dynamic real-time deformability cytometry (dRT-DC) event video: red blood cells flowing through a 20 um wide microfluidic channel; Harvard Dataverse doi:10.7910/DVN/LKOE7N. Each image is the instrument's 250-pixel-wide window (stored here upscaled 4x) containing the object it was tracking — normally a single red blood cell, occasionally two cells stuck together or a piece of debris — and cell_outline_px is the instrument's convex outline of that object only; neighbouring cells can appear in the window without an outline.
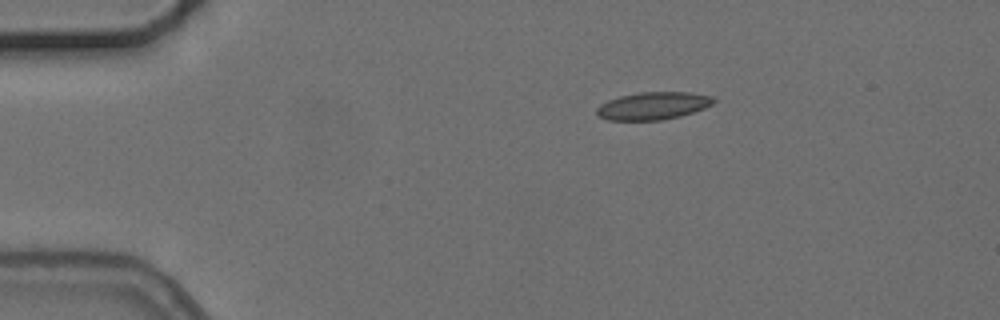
{"species": "common noctule bat (a hibernating species)", "species_latin": "Nyctalus noctula", "temperature_condition": "cold", "stored_images_in_passage": 2, "camera_frame_rate_fps": 3000, "um_per_image_px": 0.085, "animal": {"sex": "female", "body_mass_g": 24.6, "forearm_length_mm": 56.2}, "frame": {"image": 1, "passage_image": 1, "time_ms": 0.0, "image_size_px": [1000, 320], "cell_outline_px": [[716, 100], [712, 104], [704, 108], [680, 116], [660, 120], [608, 120], [600, 116], [596, 112], [596, 108], [600, 104], [608, 100], [620, 96], [640, 92], [688, 92], [712, 96]], "centroid_in_image_um": [55.5, 8.99], "position_along_channel_um": 29.5, "area_um2": 18.67}}